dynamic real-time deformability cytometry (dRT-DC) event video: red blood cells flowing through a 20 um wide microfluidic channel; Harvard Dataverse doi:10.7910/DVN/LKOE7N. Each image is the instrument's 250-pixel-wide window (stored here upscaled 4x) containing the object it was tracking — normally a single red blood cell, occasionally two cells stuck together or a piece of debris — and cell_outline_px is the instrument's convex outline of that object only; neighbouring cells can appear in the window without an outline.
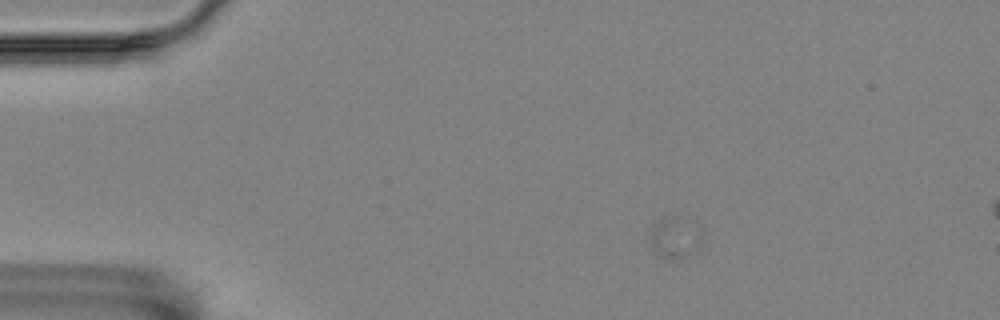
{"species": "Egyptian fruit bat (a non-hibernating species)", "species_latin": "Rousettus aegyptiacus", "temperature_condition": "room temperature", "stored_images_in_passage": 3, "camera_frame_rate_fps": 3000, "um_per_image_px": 0.085, "animal": {"sex": "female"}, "frame": {"image": 1, "passage_image": 1, "time_ms": 0.0, "image_size_px": [1000, 320], "cell_outline_px": [[696, 252], [692, 256], [672, 260], [668, 260], [660, 256], [652, 248], [648, 240], [652, 224], [664, 216], [672, 216], [676, 220], [696, 244]], "centroid_in_image_um": [57.03, 20.36], "position_along_channel_um": 28.0, "area_um2": 10.58}}